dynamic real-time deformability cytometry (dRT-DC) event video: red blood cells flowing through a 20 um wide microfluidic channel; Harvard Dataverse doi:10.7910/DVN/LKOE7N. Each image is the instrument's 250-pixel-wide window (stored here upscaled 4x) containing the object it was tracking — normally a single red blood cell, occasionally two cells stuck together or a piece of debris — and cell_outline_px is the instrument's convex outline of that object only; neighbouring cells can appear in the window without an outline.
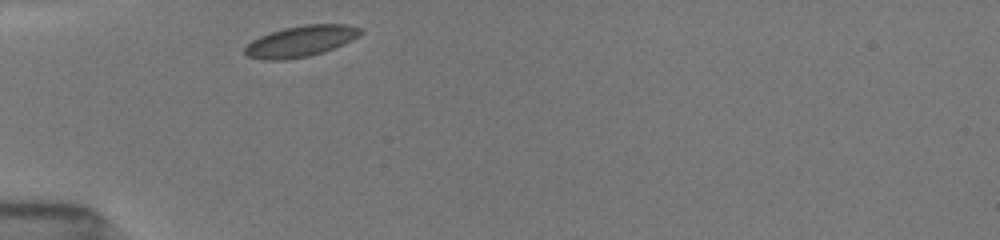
{"species": "common noctule bat (a hibernating species)", "species_latin": "Nyctalus noctula", "temperature_condition": "room temperature", "stored_images_in_passage": 1, "camera_frame_rate_fps": 3000, "um_per_image_px": 0.085, "animal": {"sex": "female", "body_mass_g": 19.5, "forearm_length_mm": 54.1}, "frame": {"image": 1, "passage_image": 1, "time_ms": 0.0, "image_size_px": [1000, 240], "cell_outline_px": [[364, 32], [360, 36], [352, 40], [324, 52], [308, 56], [284, 60], [264, 60], [248, 56], [244, 52], [244, 48], [252, 40], [260, 36], [284, 28], [304, 24], [348, 24], [364, 28]], "centroid_in_image_um": [25.62, 3.49], "position_along_channel_um": 59.4, "area_um2": 21.04}}